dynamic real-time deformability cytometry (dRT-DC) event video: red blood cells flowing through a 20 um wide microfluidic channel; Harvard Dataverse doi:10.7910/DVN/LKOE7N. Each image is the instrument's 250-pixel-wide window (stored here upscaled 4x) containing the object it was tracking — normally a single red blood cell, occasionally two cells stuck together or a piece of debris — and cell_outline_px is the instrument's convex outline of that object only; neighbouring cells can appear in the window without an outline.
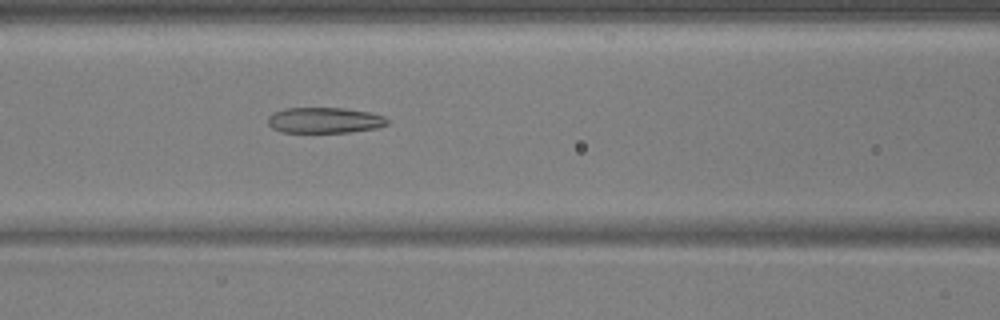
{"species": "common noctule bat (a hibernating species)", "species_latin": "Nyctalus noctula", "temperature_condition": "warm", "stored_images_in_passage": 33, "camera_frame_rate_fps": 3000, "um_per_image_px": 0.085, "animal": {"sex": "male", "body_mass_g": 17.9, "forearm_length_mm": 54.2}, "frame": {"image": 1, "passage_image": 8, "time_ms": 2.333, "image_size_px": [1000, 320], "cell_outline_px": [[388, 124], [376, 128], [348, 132], [280, 132], [272, 128], [268, 124], [268, 116], [272, 112], [284, 108], [344, 108], [368, 112], [384, 116], [388, 120]], "centroid_in_image_um": [27.55, 10.22], "position_along_channel_um": 139.1, "area_um2": 17.92}}
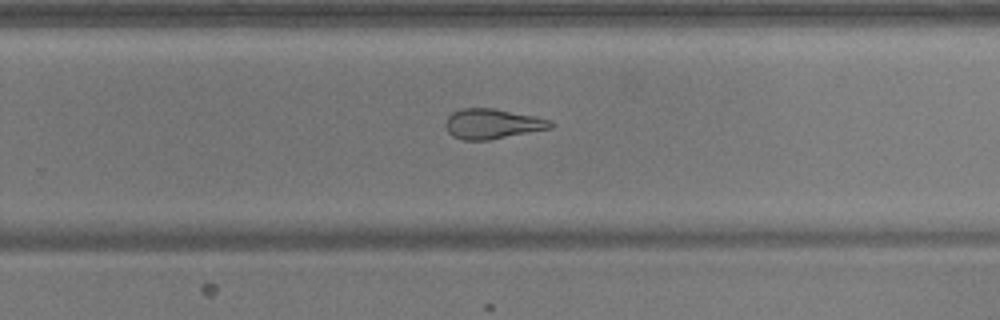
{"frame": {"image": 2, "passage_image": 20, "time_ms": 6.333, "image_size_px": [1000, 320], "cell_outline_px": [[552, 128], [488, 140], [464, 140], [452, 136], [448, 132], [444, 124], [448, 116], [452, 112], [460, 108], [492, 108], [536, 116], [552, 120]], "centroid_in_image_um": [41.83, 10.52], "position_along_channel_um": 288.0, "area_um2": 18.44}}
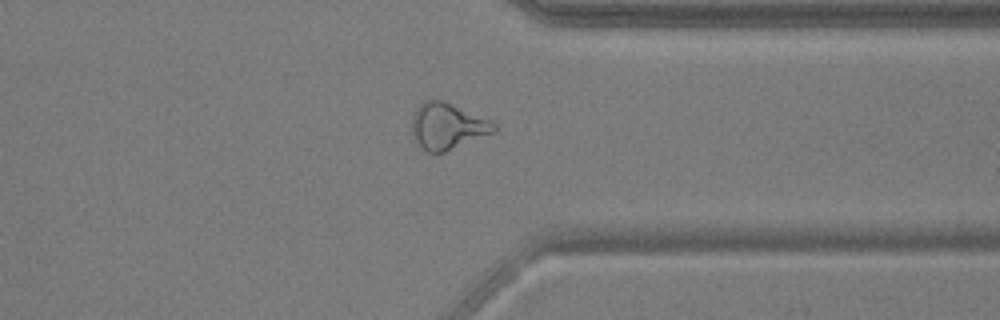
{"frame": {"image": 3, "passage_image": 27, "time_ms": 8.667, "image_size_px": [1000, 320], "cell_outline_px": [[496, 132], [444, 152], [428, 152], [416, 140], [412, 132], [412, 116], [416, 108], [424, 100], [444, 100], [488, 120], [496, 124]], "centroid_in_image_um": [38.03, 10.71], "position_along_channel_um": 373.4, "area_um2": 21.79}}